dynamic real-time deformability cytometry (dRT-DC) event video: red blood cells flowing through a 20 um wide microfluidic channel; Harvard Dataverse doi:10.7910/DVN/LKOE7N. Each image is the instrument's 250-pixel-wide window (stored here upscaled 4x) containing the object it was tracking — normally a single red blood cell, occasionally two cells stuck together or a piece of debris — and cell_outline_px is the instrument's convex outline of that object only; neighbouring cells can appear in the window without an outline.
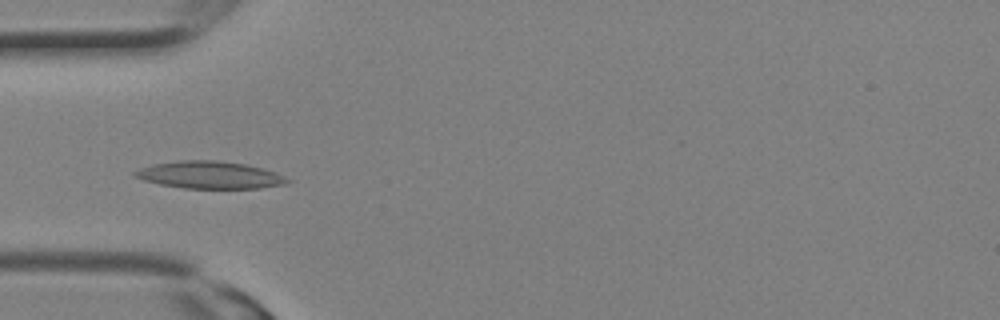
{"species": "Egyptian fruit bat (a non-hibernating species)", "species_latin": "Rousettus aegyptiacus", "temperature_condition": "room temperature", "stored_images_in_passage": 12, "camera_frame_rate_fps": 3000, "um_per_image_px": 0.085, "animal": {"sex": "female"}, "frame": {"image": 1, "passage_image": 9, "time_ms": 2.667, "image_size_px": [1000, 320], "cell_outline_px": [[292, 180], [284, 184], [260, 188], [184, 188], [160, 184], [144, 180], [132, 176], [132, 172], [140, 168], [156, 164], [180, 160], [216, 160], [244, 164], [276, 172]], "centroid_in_image_um": [17.81, 14.87], "position_along_channel_um": 67.2, "area_um2": 24.04}}
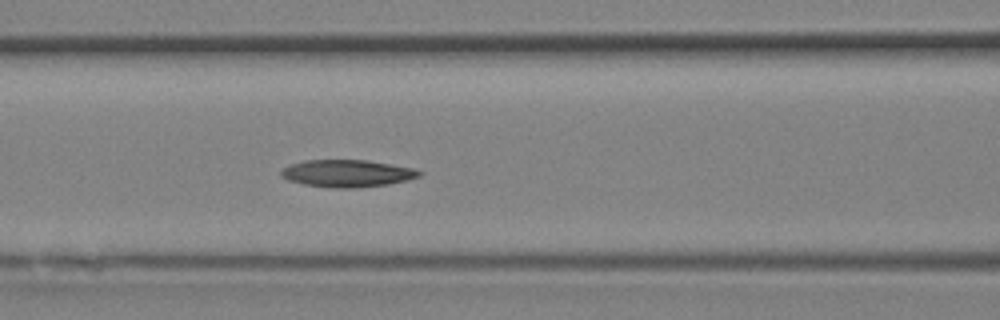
{"frame": {"image": 2, "passage_image": 12, "time_ms": 3.667, "image_size_px": [1000, 320], "cell_outline_px": [[424, 172], [420, 176], [408, 180], [388, 184], [356, 188], [332, 188], [304, 184], [288, 180], [280, 176], [280, 172], [288, 164], [304, 160], [368, 160], [412, 168]], "centroid_in_image_um": [29.49, 14.74], "position_along_channel_um": 137.1, "area_um2": 22.02}}